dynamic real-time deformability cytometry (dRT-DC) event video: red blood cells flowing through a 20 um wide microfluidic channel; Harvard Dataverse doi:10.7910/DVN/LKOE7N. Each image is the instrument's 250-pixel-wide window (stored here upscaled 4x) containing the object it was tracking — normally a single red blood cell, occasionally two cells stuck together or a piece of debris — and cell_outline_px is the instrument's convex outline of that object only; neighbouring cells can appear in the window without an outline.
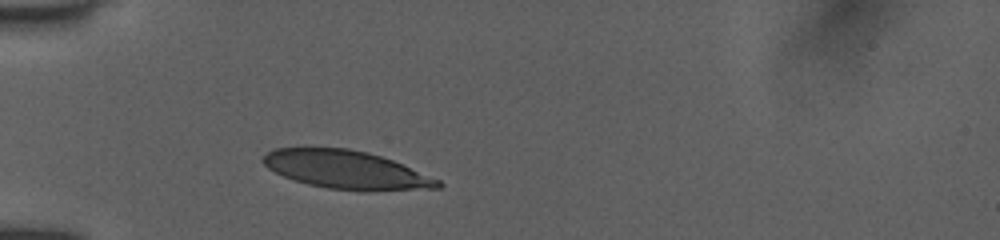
{"species": "human", "species_latin": "Homo sapiens", "temperature_condition": "room temperature", "stored_images_in_passage": 8, "camera_frame_rate_fps": 3000, "um_per_image_px": 0.085, "donor": {"sex": "female"}, "frame": {"image": 1, "passage_image": 4, "time_ms": 1.333, "image_size_px": [1000, 240], "cell_outline_px": [[444, 184], [440, 188], [368, 192], [328, 188], [308, 184], [284, 176], [268, 168], [260, 160], [272, 148], [348, 148], [368, 152], [392, 160], [440, 180]], "centroid_in_image_um": [29.46, 14.44], "position_along_channel_um": 55.5, "area_um2": 39.02}}
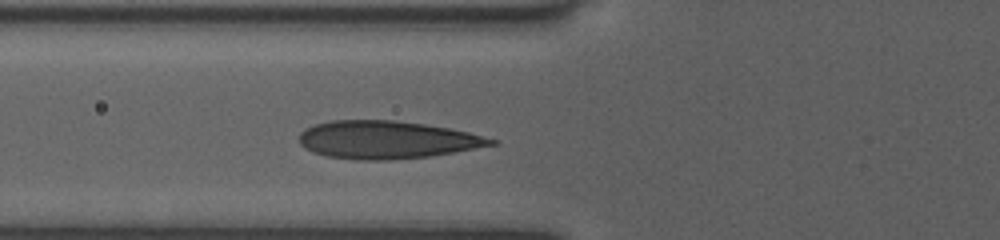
{"frame": {"image": 2, "passage_image": 8, "time_ms": 2.667, "image_size_px": [1000, 240], "cell_outline_px": [[500, 140], [496, 144], [452, 152], [428, 156], [392, 160], [360, 160], [324, 156], [312, 152], [304, 148], [300, 144], [300, 132], [304, 128], [316, 124], [332, 120], [392, 120], [424, 124], [448, 128], [468, 132]], "centroid_in_image_um": [32.84, 11.88], "position_along_channel_um": 93.0, "area_um2": 42.19}}